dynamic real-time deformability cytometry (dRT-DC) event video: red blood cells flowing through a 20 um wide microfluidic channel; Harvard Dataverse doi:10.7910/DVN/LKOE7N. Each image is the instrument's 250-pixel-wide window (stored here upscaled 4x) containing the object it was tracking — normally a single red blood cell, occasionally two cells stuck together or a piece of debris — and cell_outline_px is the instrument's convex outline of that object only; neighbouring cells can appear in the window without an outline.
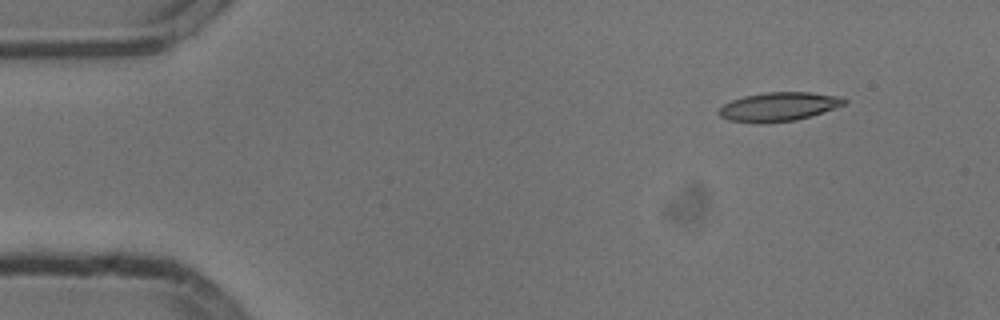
{"species": "common noctule bat (a hibernating species)", "species_latin": "Nyctalus noctula", "temperature_condition": "cold", "stored_images_in_passage": 49, "camera_frame_rate_fps": 3000, "um_per_image_px": 0.085, "animal": {"sex": "male", "body_mass_g": 13.3}, "frame": {"image": 1, "passage_image": 1, "time_ms": 0.0, "image_size_px": [1000, 320], "cell_outline_px": [[848, 104], [796, 120], [728, 120], [720, 116], [720, 108], [724, 104], [732, 100], [744, 96], [764, 92], [812, 92], [844, 96], [848, 100]], "centroid_in_image_um": [66.33, 9.0], "position_along_channel_um": 18.7, "area_um2": 20.35}}
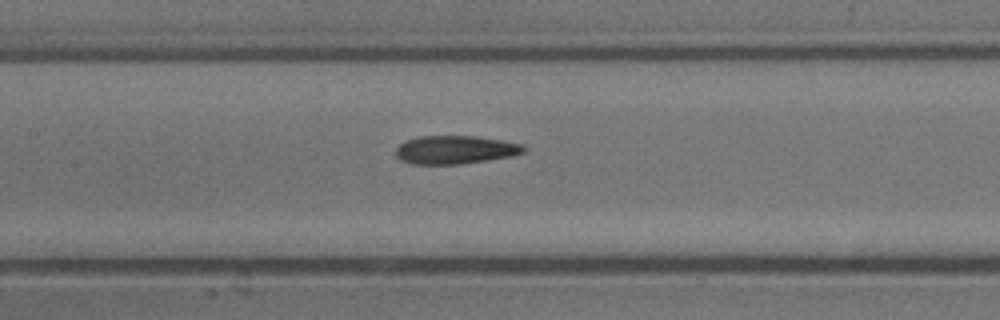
{"frame": {"image": 2, "passage_image": 20, "time_ms": 6.333, "image_size_px": [1000, 320], "cell_outline_px": [[524, 152], [508, 156], [484, 160], [456, 164], [412, 164], [400, 160], [396, 156], [396, 148], [404, 140], [420, 136], [476, 136], [500, 140], [520, 144], [524, 148]], "centroid_in_image_um": [38.6, 12.72], "position_along_channel_um": 168.8, "area_um2": 20.75}}
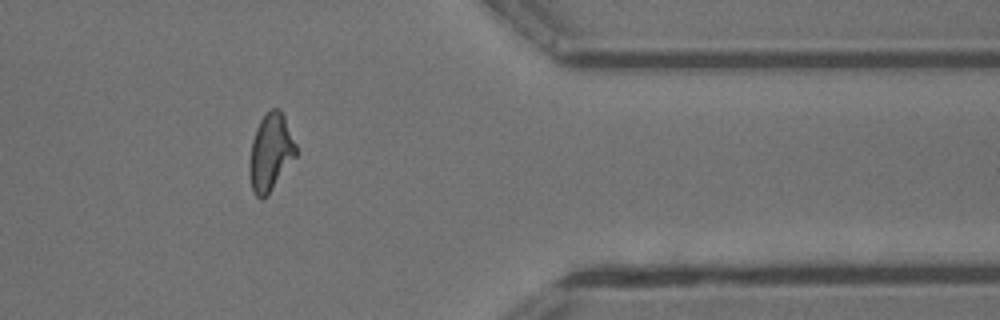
{"frame": {"image": 3, "passage_image": 39, "time_ms": 12.667, "image_size_px": [1000, 320], "cell_outline_px": [[296, 156], [268, 196], [264, 200], [260, 200], [256, 196], [252, 188], [252, 140], [256, 128], [260, 120], [272, 108], [280, 108], [284, 116], [296, 144]], "centroid_in_image_um": [23.05, 12.95], "position_along_channel_um": 388.4, "area_um2": 20.29}, "authors_computed_cell_mechanics": {"area_um2": 20.7502, "velocity_mm_per_s": 3.7983, "shape_relaxation_time_tau1_ms": 5.6576, "shape_relaxation_time_tau2_ms": 2.452, "deformation_change_tau1": 0.1972, "deformation_change_tau2": 0.1215}}